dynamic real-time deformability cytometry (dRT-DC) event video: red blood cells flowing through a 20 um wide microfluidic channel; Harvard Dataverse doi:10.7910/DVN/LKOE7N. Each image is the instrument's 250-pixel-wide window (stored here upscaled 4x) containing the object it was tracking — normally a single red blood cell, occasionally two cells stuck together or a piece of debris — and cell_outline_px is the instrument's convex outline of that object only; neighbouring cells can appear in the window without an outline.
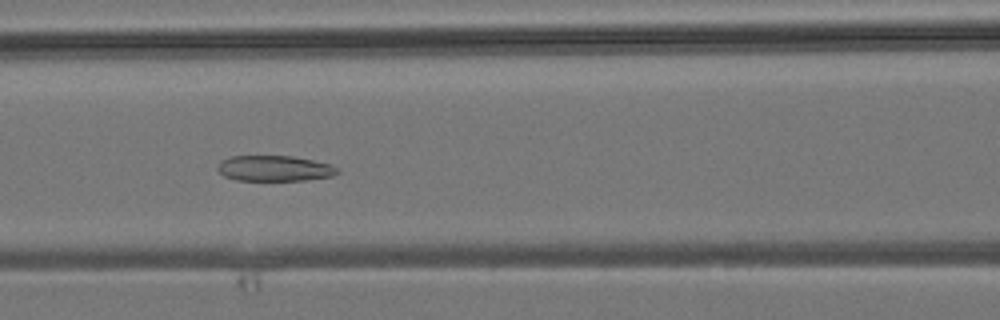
{"species": "common noctule bat (a hibernating species)", "species_latin": "Nyctalus noctula", "temperature_condition": "room temperature", "stored_images_in_passage": 7, "camera_frame_rate_fps": 3000, "um_per_image_px": 0.085, "animal": {"sex": "male", "body_mass_g": 19.2, "forearm_length_mm": 51.8}, "frame": {"image": 1, "passage_image": 5, "time_ms": 4.333, "image_size_px": [1000, 320], "cell_outline_px": [[340, 172], [332, 176], [304, 180], [236, 180], [224, 176], [216, 168], [216, 164], [220, 160], [232, 156], [292, 156], [332, 164], [340, 168]], "centroid_in_image_um": [23.33, 14.31], "position_along_channel_um": 143.3, "area_um2": 18.03}}
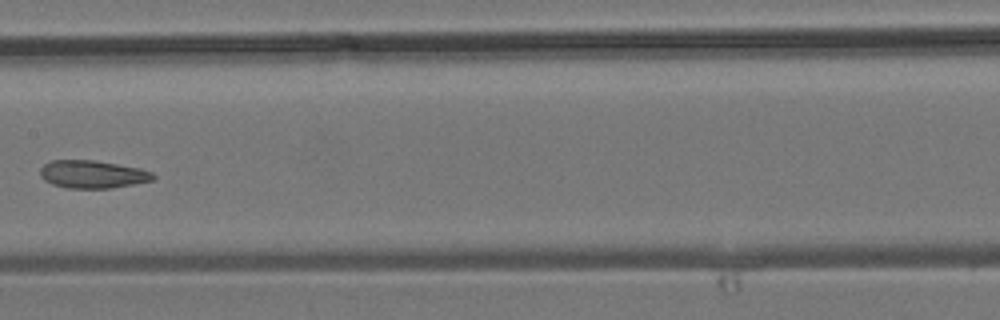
{"frame": {"image": 2, "passage_image": 6, "time_ms": 5.667, "image_size_px": [1000, 320], "cell_outline_px": [[156, 176], [152, 180], [112, 188], [68, 188], [52, 184], [44, 180], [40, 176], [40, 168], [44, 164], [52, 160], [96, 160], [140, 168], [152, 172]], "centroid_in_image_um": [7.85, 14.81], "position_along_channel_um": 199.6, "area_um2": 18.32}}
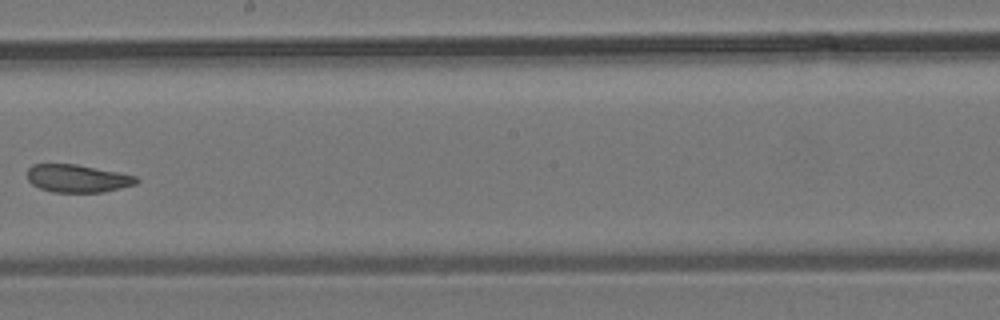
{"frame": {"image": 3, "passage_image": 7, "time_ms": 6.667, "image_size_px": [1000, 320], "cell_outline_px": [[140, 180], [136, 184], [104, 192], [52, 192], [40, 188], [32, 184], [28, 180], [28, 168], [32, 164], [76, 164], [136, 176]], "centroid_in_image_um": [6.58, 15.17], "position_along_channel_um": 241.6, "area_um2": 17.57}}